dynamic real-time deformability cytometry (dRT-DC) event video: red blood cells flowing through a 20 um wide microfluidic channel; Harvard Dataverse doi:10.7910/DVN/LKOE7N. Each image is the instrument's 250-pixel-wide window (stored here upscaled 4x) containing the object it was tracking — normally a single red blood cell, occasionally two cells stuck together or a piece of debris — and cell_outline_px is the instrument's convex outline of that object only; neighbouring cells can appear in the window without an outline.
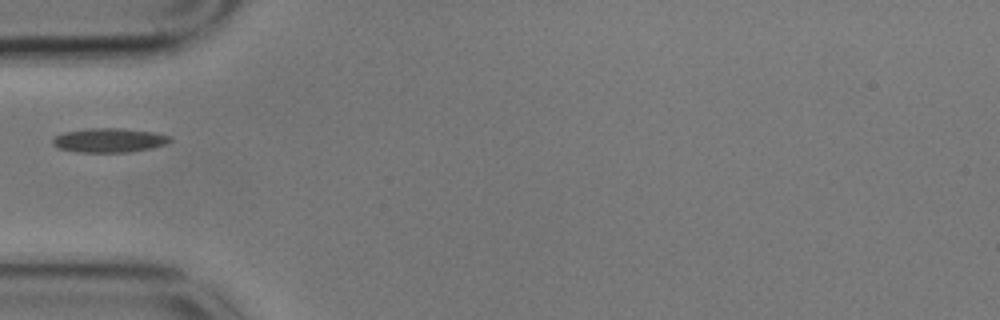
{"species": "common noctule bat (a hibernating species)", "species_latin": "Nyctalus noctula", "temperature_condition": "cold", "stored_images_in_passage": 39, "camera_frame_rate_fps": 3000, "um_per_image_px": 0.085, "animal": {"sex": "male", "body_mass_g": 17.9}, "frame": {"image": 1, "passage_image": 1, "time_ms": 0.0, "image_size_px": [1000, 320], "cell_outline_px": [[172, 140], [164, 144], [152, 148], [128, 152], [76, 152], [60, 148], [52, 144], [52, 140], [56, 136], [64, 132], [88, 128], [120, 128], [156, 132], [172, 136]], "centroid_in_image_um": [9.3, 11.91], "position_along_channel_um": 75.7, "area_um2": 16.59}}
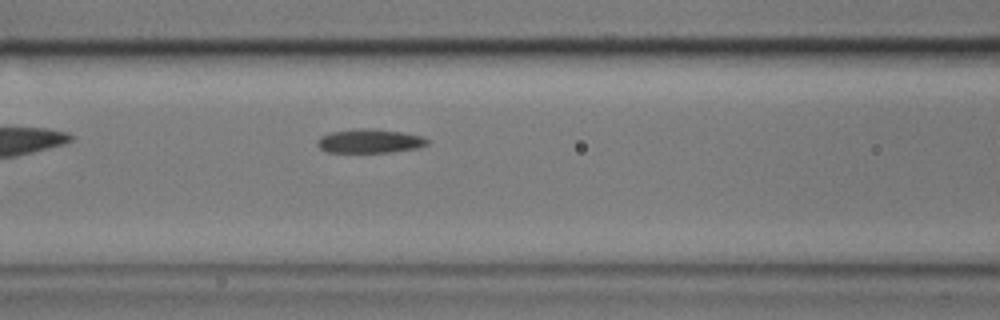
{"frame": {"image": 2, "passage_image": 6, "time_ms": 1.667, "image_size_px": [1000, 320], "cell_outline_px": [[428, 144], [420, 148], [392, 152], [324, 152], [316, 144], [316, 140], [320, 136], [332, 132], [356, 128], [364, 128], [404, 132], [424, 136], [428, 140]], "centroid_in_image_um": [31.43, 11.99], "position_along_channel_um": 135.2, "area_um2": 15.55}}
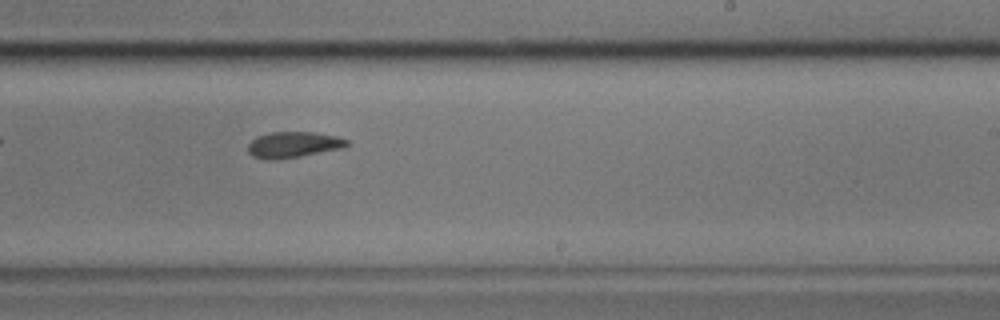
{"frame": {"image": 3, "passage_image": 17, "time_ms": 5.333, "image_size_px": [1000, 320], "cell_outline_px": [[352, 144], [344, 148], [300, 156], [276, 160], [264, 160], [252, 156], [248, 152], [248, 144], [256, 136], [272, 132], [312, 132], [336, 136], [348, 140]], "centroid_in_image_um": [24.94, 12.31], "position_along_channel_um": 264.1, "area_um2": 15.14}}